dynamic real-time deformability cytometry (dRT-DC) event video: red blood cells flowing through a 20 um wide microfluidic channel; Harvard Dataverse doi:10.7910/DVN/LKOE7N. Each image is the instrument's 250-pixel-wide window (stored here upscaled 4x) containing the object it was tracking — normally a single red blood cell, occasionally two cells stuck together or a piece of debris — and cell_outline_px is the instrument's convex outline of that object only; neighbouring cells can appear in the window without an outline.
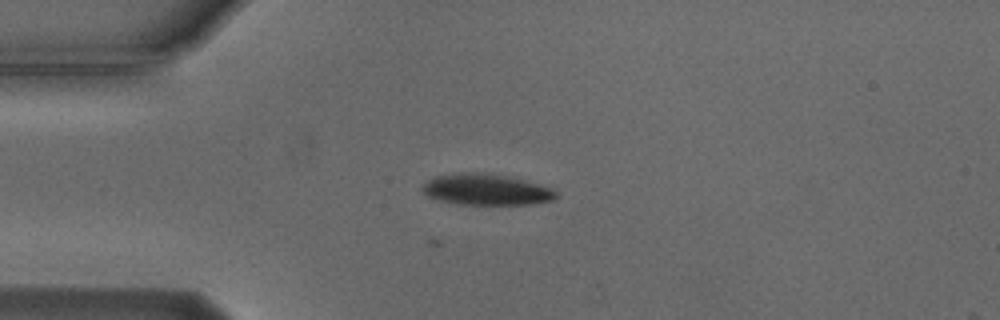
{"species": "Egyptian fruit bat (a non-hibernating species)", "species_latin": "Rousettus aegyptiacus", "temperature_condition": "cold", "stored_images_in_passage": 46, "camera_frame_rate_fps": 3000, "um_per_image_px": 0.085, "animal": {"sex": "male"}, "frame": {"image": 1, "passage_image": 4, "time_ms": 1.0, "image_size_px": [1000, 320], "cell_outline_px": [[556, 196], [552, 200], [528, 204], [460, 204], [440, 200], [428, 196], [420, 188], [428, 180], [436, 176], [460, 172], [480, 172], [508, 176], [524, 180], [552, 188], [556, 192]], "centroid_in_image_um": [41.3, 16.1], "position_along_channel_um": 43.7, "area_um2": 23.99}}
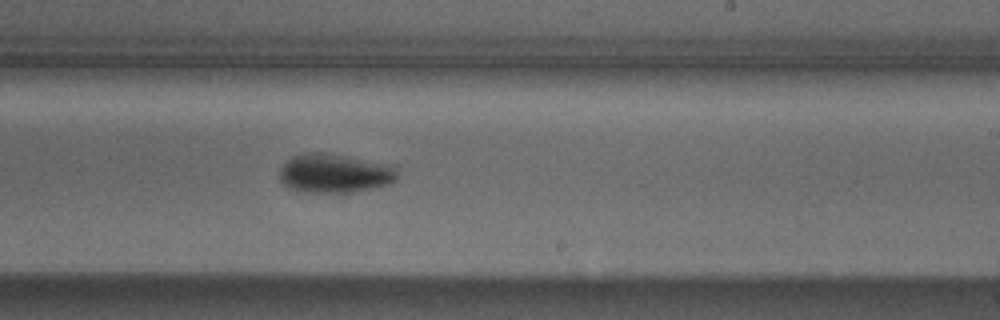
{"frame": {"image": 2, "passage_image": 23, "time_ms": 7.333, "image_size_px": [1000, 320], "cell_outline_px": [[396, 180], [388, 184], [344, 196], [336, 196], [304, 192], [288, 188], [280, 180], [280, 168], [292, 156], [304, 152], [328, 152], [396, 164]], "centroid_in_image_um": [28.48, 14.76], "position_along_channel_um": 260.5, "area_um2": 28.32}}
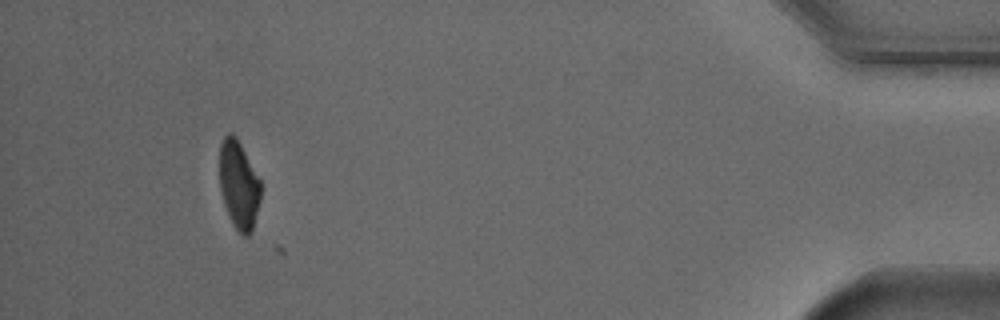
{"frame": {"image": 3, "passage_image": 41, "time_ms": 13.333, "image_size_px": [1000, 320], "cell_outline_px": [[260, 200], [252, 232], [248, 236], [244, 236], [232, 224], [228, 216], [220, 192], [220, 144], [224, 136], [228, 132], [232, 132], [236, 136], [260, 180]], "centroid_in_image_um": [20.28, 15.72], "position_along_channel_um": 414.9, "area_um2": 21.15}, "authors_computed_cell_mechanics": {"area_um2": 25.2586, "velocity_mm_per_s": 3.7341, "shape_relaxation_time_tau1_ms": 3.5096, "shape_relaxation_time_tau2_ms": null, "deformation_change_tau1": 0.1518, "deformation_change_tau2": null}}